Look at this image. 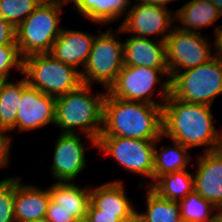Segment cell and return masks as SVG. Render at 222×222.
<instances>
[{
  "mask_svg": "<svg viewBox=\"0 0 222 222\" xmlns=\"http://www.w3.org/2000/svg\"><path fill=\"white\" fill-rule=\"evenodd\" d=\"M147 190V210L141 213L146 222H183L179 201L164 199L149 186Z\"/></svg>",
  "mask_w": 222,
  "mask_h": 222,
  "instance_id": "d4e9b609",
  "label": "cell"
},
{
  "mask_svg": "<svg viewBox=\"0 0 222 222\" xmlns=\"http://www.w3.org/2000/svg\"><path fill=\"white\" fill-rule=\"evenodd\" d=\"M61 4L41 3L16 27V44L22 59L49 53L62 29L59 27Z\"/></svg>",
  "mask_w": 222,
  "mask_h": 222,
  "instance_id": "5b68a950",
  "label": "cell"
},
{
  "mask_svg": "<svg viewBox=\"0 0 222 222\" xmlns=\"http://www.w3.org/2000/svg\"><path fill=\"white\" fill-rule=\"evenodd\" d=\"M92 85L81 84L56 98L55 123L63 133H76L79 127L90 143L97 146L103 127V106L107 90L92 97ZM101 125V126H100Z\"/></svg>",
  "mask_w": 222,
  "mask_h": 222,
  "instance_id": "3957f363",
  "label": "cell"
},
{
  "mask_svg": "<svg viewBox=\"0 0 222 222\" xmlns=\"http://www.w3.org/2000/svg\"><path fill=\"white\" fill-rule=\"evenodd\" d=\"M51 200L59 205V208L71 212L79 221L86 219L90 204V189H84L71 182H57L48 187Z\"/></svg>",
  "mask_w": 222,
  "mask_h": 222,
  "instance_id": "d6986e66",
  "label": "cell"
},
{
  "mask_svg": "<svg viewBox=\"0 0 222 222\" xmlns=\"http://www.w3.org/2000/svg\"><path fill=\"white\" fill-rule=\"evenodd\" d=\"M56 98L27 86L21 96L16 126L20 132L55 123Z\"/></svg>",
  "mask_w": 222,
  "mask_h": 222,
  "instance_id": "7c38bea8",
  "label": "cell"
},
{
  "mask_svg": "<svg viewBox=\"0 0 222 222\" xmlns=\"http://www.w3.org/2000/svg\"><path fill=\"white\" fill-rule=\"evenodd\" d=\"M16 177L0 181V222H16L14 215V197Z\"/></svg>",
  "mask_w": 222,
  "mask_h": 222,
  "instance_id": "83f0119b",
  "label": "cell"
},
{
  "mask_svg": "<svg viewBox=\"0 0 222 222\" xmlns=\"http://www.w3.org/2000/svg\"><path fill=\"white\" fill-rule=\"evenodd\" d=\"M173 12H170L168 7L137 2L131 9H128L124 21L117 29L120 33L132 32L135 36L149 38L162 33V41H165L170 34L169 27L175 17ZM169 30L168 34H164ZM148 36V37H147Z\"/></svg>",
  "mask_w": 222,
  "mask_h": 222,
  "instance_id": "8fae6325",
  "label": "cell"
},
{
  "mask_svg": "<svg viewBox=\"0 0 222 222\" xmlns=\"http://www.w3.org/2000/svg\"><path fill=\"white\" fill-rule=\"evenodd\" d=\"M98 36L81 71V78L83 84L91 85L94 81L108 90L124 65L123 42L111 30Z\"/></svg>",
  "mask_w": 222,
  "mask_h": 222,
  "instance_id": "52a82bcc",
  "label": "cell"
},
{
  "mask_svg": "<svg viewBox=\"0 0 222 222\" xmlns=\"http://www.w3.org/2000/svg\"><path fill=\"white\" fill-rule=\"evenodd\" d=\"M162 75L170 77L169 69L123 65L107 92L112 97L122 100L163 106V103H156L151 99L153 88L158 84Z\"/></svg>",
  "mask_w": 222,
  "mask_h": 222,
  "instance_id": "30bf717a",
  "label": "cell"
},
{
  "mask_svg": "<svg viewBox=\"0 0 222 222\" xmlns=\"http://www.w3.org/2000/svg\"><path fill=\"white\" fill-rule=\"evenodd\" d=\"M187 170L161 175L149 187L164 199L181 201L195 190L194 176Z\"/></svg>",
  "mask_w": 222,
  "mask_h": 222,
  "instance_id": "7402d4cb",
  "label": "cell"
},
{
  "mask_svg": "<svg viewBox=\"0 0 222 222\" xmlns=\"http://www.w3.org/2000/svg\"><path fill=\"white\" fill-rule=\"evenodd\" d=\"M219 11L222 16V0H209Z\"/></svg>",
  "mask_w": 222,
  "mask_h": 222,
  "instance_id": "8d00e7d4",
  "label": "cell"
},
{
  "mask_svg": "<svg viewBox=\"0 0 222 222\" xmlns=\"http://www.w3.org/2000/svg\"><path fill=\"white\" fill-rule=\"evenodd\" d=\"M45 219L48 222H79L71 212L59 208V205L54 203L51 199L46 211Z\"/></svg>",
  "mask_w": 222,
  "mask_h": 222,
  "instance_id": "f546056e",
  "label": "cell"
},
{
  "mask_svg": "<svg viewBox=\"0 0 222 222\" xmlns=\"http://www.w3.org/2000/svg\"><path fill=\"white\" fill-rule=\"evenodd\" d=\"M16 177L14 197V215L16 222H29L45 218L50 202L49 190L39 189L33 185H23Z\"/></svg>",
  "mask_w": 222,
  "mask_h": 222,
  "instance_id": "e0dca14e",
  "label": "cell"
},
{
  "mask_svg": "<svg viewBox=\"0 0 222 222\" xmlns=\"http://www.w3.org/2000/svg\"><path fill=\"white\" fill-rule=\"evenodd\" d=\"M23 59L17 46H0V78L9 80L10 69L15 68L22 74Z\"/></svg>",
  "mask_w": 222,
  "mask_h": 222,
  "instance_id": "f1b7e54d",
  "label": "cell"
},
{
  "mask_svg": "<svg viewBox=\"0 0 222 222\" xmlns=\"http://www.w3.org/2000/svg\"><path fill=\"white\" fill-rule=\"evenodd\" d=\"M221 93L222 60L215 56L197 67L176 73L170 79V94L188 103L211 106Z\"/></svg>",
  "mask_w": 222,
  "mask_h": 222,
  "instance_id": "8992f818",
  "label": "cell"
},
{
  "mask_svg": "<svg viewBox=\"0 0 222 222\" xmlns=\"http://www.w3.org/2000/svg\"><path fill=\"white\" fill-rule=\"evenodd\" d=\"M73 2V5L77 2V0H59V4L63 5L65 3Z\"/></svg>",
  "mask_w": 222,
  "mask_h": 222,
  "instance_id": "74e56055",
  "label": "cell"
},
{
  "mask_svg": "<svg viewBox=\"0 0 222 222\" xmlns=\"http://www.w3.org/2000/svg\"><path fill=\"white\" fill-rule=\"evenodd\" d=\"M174 17L183 25L178 29L197 33V29L211 26L221 15L209 0H190L176 10Z\"/></svg>",
  "mask_w": 222,
  "mask_h": 222,
  "instance_id": "ffe728a7",
  "label": "cell"
},
{
  "mask_svg": "<svg viewBox=\"0 0 222 222\" xmlns=\"http://www.w3.org/2000/svg\"><path fill=\"white\" fill-rule=\"evenodd\" d=\"M162 135V105L126 101L106 93L100 136L157 140Z\"/></svg>",
  "mask_w": 222,
  "mask_h": 222,
  "instance_id": "7a4b0ae2",
  "label": "cell"
},
{
  "mask_svg": "<svg viewBox=\"0 0 222 222\" xmlns=\"http://www.w3.org/2000/svg\"><path fill=\"white\" fill-rule=\"evenodd\" d=\"M130 2V0H77L72 6H75L73 9L80 12L83 17L96 24H106L116 21L125 14Z\"/></svg>",
  "mask_w": 222,
  "mask_h": 222,
  "instance_id": "44dd1931",
  "label": "cell"
},
{
  "mask_svg": "<svg viewBox=\"0 0 222 222\" xmlns=\"http://www.w3.org/2000/svg\"><path fill=\"white\" fill-rule=\"evenodd\" d=\"M0 46H17L16 27L0 17Z\"/></svg>",
  "mask_w": 222,
  "mask_h": 222,
  "instance_id": "4dcf8cb0",
  "label": "cell"
},
{
  "mask_svg": "<svg viewBox=\"0 0 222 222\" xmlns=\"http://www.w3.org/2000/svg\"><path fill=\"white\" fill-rule=\"evenodd\" d=\"M28 86L23 76L18 82L4 81L0 87V128L12 131L16 126L18 108L23 90Z\"/></svg>",
  "mask_w": 222,
  "mask_h": 222,
  "instance_id": "603a6c76",
  "label": "cell"
},
{
  "mask_svg": "<svg viewBox=\"0 0 222 222\" xmlns=\"http://www.w3.org/2000/svg\"><path fill=\"white\" fill-rule=\"evenodd\" d=\"M85 147L77 133H63L53 154L52 176L58 182H71L86 166Z\"/></svg>",
  "mask_w": 222,
  "mask_h": 222,
  "instance_id": "4fadbf2b",
  "label": "cell"
},
{
  "mask_svg": "<svg viewBox=\"0 0 222 222\" xmlns=\"http://www.w3.org/2000/svg\"><path fill=\"white\" fill-rule=\"evenodd\" d=\"M120 222H146V220L141 213L135 210L127 217L121 219Z\"/></svg>",
  "mask_w": 222,
  "mask_h": 222,
  "instance_id": "e575fe53",
  "label": "cell"
},
{
  "mask_svg": "<svg viewBox=\"0 0 222 222\" xmlns=\"http://www.w3.org/2000/svg\"><path fill=\"white\" fill-rule=\"evenodd\" d=\"M29 222H48V221L45 218H40Z\"/></svg>",
  "mask_w": 222,
  "mask_h": 222,
  "instance_id": "ab89813d",
  "label": "cell"
},
{
  "mask_svg": "<svg viewBox=\"0 0 222 222\" xmlns=\"http://www.w3.org/2000/svg\"><path fill=\"white\" fill-rule=\"evenodd\" d=\"M41 3H57L59 4V0H39Z\"/></svg>",
  "mask_w": 222,
  "mask_h": 222,
  "instance_id": "f35d334b",
  "label": "cell"
},
{
  "mask_svg": "<svg viewBox=\"0 0 222 222\" xmlns=\"http://www.w3.org/2000/svg\"><path fill=\"white\" fill-rule=\"evenodd\" d=\"M22 74L29 86L55 98L75 90L83 83L80 70L59 61L50 53L24 58Z\"/></svg>",
  "mask_w": 222,
  "mask_h": 222,
  "instance_id": "277c9868",
  "label": "cell"
},
{
  "mask_svg": "<svg viewBox=\"0 0 222 222\" xmlns=\"http://www.w3.org/2000/svg\"><path fill=\"white\" fill-rule=\"evenodd\" d=\"M161 83L160 99H163V137L190 148L208 146L205 152L221 149L222 134L214 127L211 106L188 103L170 94V78ZM210 146V147H209Z\"/></svg>",
  "mask_w": 222,
  "mask_h": 222,
  "instance_id": "6da1fadb",
  "label": "cell"
},
{
  "mask_svg": "<svg viewBox=\"0 0 222 222\" xmlns=\"http://www.w3.org/2000/svg\"><path fill=\"white\" fill-rule=\"evenodd\" d=\"M6 132H9L3 128H0V167H5L8 164L9 149L11 138L6 135Z\"/></svg>",
  "mask_w": 222,
  "mask_h": 222,
  "instance_id": "d6a6232c",
  "label": "cell"
},
{
  "mask_svg": "<svg viewBox=\"0 0 222 222\" xmlns=\"http://www.w3.org/2000/svg\"><path fill=\"white\" fill-rule=\"evenodd\" d=\"M213 222H222V213Z\"/></svg>",
  "mask_w": 222,
  "mask_h": 222,
  "instance_id": "60d3db41",
  "label": "cell"
},
{
  "mask_svg": "<svg viewBox=\"0 0 222 222\" xmlns=\"http://www.w3.org/2000/svg\"><path fill=\"white\" fill-rule=\"evenodd\" d=\"M197 165L195 191L222 213V150L203 152Z\"/></svg>",
  "mask_w": 222,
  "mask_h": 222,
  "instance_id": "5bb4252c",
  "label": "cell"
},
{
  "mask_svg": "<svg viewBox=\"0 0 222 222\" xmlns=\"http://www.w3.org/2000/svg\"><path fill=\"white\" fill-rule=\"evenodd\" d=\"M123 185L118 180L90 189V202L99 210V214L117 215L123 219L135 211Z\"/></svg>",
  "mask_w": 222,
  "mask_h": 222,
  "instance_id": "ac0fdd59",
  "label": "cell"
},
{
  "mask_svg": "<svg viewBox=\"0 0 222 222\" xmlns=\"http://www.w3.org/2000/svg\"><path fill=\"white\" fill-rule=\"evenodd\" d=\"M179 204L183 222H213L221 214V212H217V214L209 216L213 214L216 207L195 190L179 201Z\"/></svg>",
  "mask_w": 222,
  "mask_h": 222,
  "instance_id": "484cf974",
  "label": "cell"
},
{
  "mask_svg": "<svg viewBox=\"0 0 222 222\" xmlns=\"http://www.w3.org/2000/svg\"><path fill=\"white\" fill-rule=\"evenodd\" d=\"M117 215L99 214V210L90 202L84 222H120Z\"/></svg>",
  "mask_w": 222,
  "mask_h": 222,
  "instance_id": "1f68e13d",
  "label": "cell"
},
{
  "mask_svg": "<svg viewBox=\"0 0 222 222\" xmlns=\"http://www.w3.org/2000/svg\"><path fill=\"white\" fill-rule=\"evenodd\" d=\"M95 37L78 30L62 29L49 53L72 67L77 68L81 64L83 70Z\"/></svg>",
  "mask_w": 222,
  "mask_h": 222,
  "instance_id": "2e32d148",
  "label": "cell"
},
{
  "mask_svg": "<svg viewBox=\"0 0 222 222\" xmlns=\"http://www.w3.org/2000/svg\"><path fill=\"white\" fill-rule=\"evenodd\" d=\"M174 146H161L160 152L154 147V181L161 175L185 170L191 157L187 154L188 147L172 141Z\"/></svg>",
  "mask_w": 222,
  "mask_h": 222,
  "instance_id": "cb8c5ba5",
  "label": "cell"
},
{
  "mask_svg": "<svg viewBox=\"0 0 222 222\" xmlns=\"http://www.w3.org/2000/svg\"><path fill=\"white\" fill-rule=\"evenodd\" d=\"M137 1L143 2V3L157 4V5H162V6L167 7L166 5L169 2H172L173 0H137Z\"/></svg>",
  "mask_w": 222,
  "mask_h": 222,
  "instance_id": "d590c367",
  "label": "cell"
},
{
  "mask_svg": "<svg viewBox=\"0 0 222 222\" xmlns=\"http://www.w3.org/2000/svg\"><path fill=\"white\" fill-rule=\"evenodd\" d=\"M40 4L39 0H0V17L17 27Z\"/></svg>",
  "mask_w": 222,
  "mask_h": 222,
  "instance_id": "4316f807",
  "label": "cell"
},
{
  "mask_svg": "<svg viewBox=\"0 0 222 222\" xmlns=\"http://www.w3.org/2000/svg\"><path fill=\"white\" fill-rule=\"evenodd\" d=\"M157 140L131 139L119 136H100L98 150L116 159L129 172L150 178L154 182V147Z\"/></svg>",
  "mask_w": 222,
  "mask_h": 222,
  "instance_id": "ba28073f",
  "label": "cell"
},
{
  "mask_svg": "<svg viewBox=\"0 0 222 222\" xmlns=\"http://www.w3.org/2000/svg\"><path fill=\"white\" fill-rule=\"evenodd\" d=\"M200 33L175 28L166 38L167 64L170 79L178 72L197 67L214 57L210 42Z\"/></svg>",
  "mask_w": 222,
  "mask_h": 222,
  "instance_id": "9c48e42d",
  "label": "cell"
},
{
  "mask_svg": "<svg viewBox=\"0 0 222 222\" xmlns=\"http://www.w3.org/2000/svg\"><path fill=\"white\" fill-rule=\"evenodd\" d=\"M124 65L169 69L167 64L166 43L159 39L132 37L123 42Z\"/></svg>",
  "mask_w": 222,
  "mask_h": 222,
  "instance_id": "9a60e30c",
  "label": "cell"
},
{
  "mask_svg": "<svg viewBox=\"0 0 222 222\" xmlns=\"http://www.w3.org/2000/svg\"><path fill=\"white\" fill-rule=\"evenodd\" d=\"M214 48L216 49L214 56L222 60V25L215 29Z\"/></svg>",
  "mask_w": 222,
  "mask_h": 222,
  "instance_id": "836d02e7",
  "label": "cell"
},
{
  "mask_svg": "<svg viewBox=\"0 0 222 222\" xmlns=\"http://www.w3.org/2000/svg\"><path fill=\"white\" fill-rule=\"evenodd\" d=\"M3 82H4V81L0 78V87H1V85H2Z\"/></svg>",
  "mask_w": 222,
  "mask_h": 222,
  "instance_id": "b9f144b4",
  "label": "cell"
}]
</instances>
